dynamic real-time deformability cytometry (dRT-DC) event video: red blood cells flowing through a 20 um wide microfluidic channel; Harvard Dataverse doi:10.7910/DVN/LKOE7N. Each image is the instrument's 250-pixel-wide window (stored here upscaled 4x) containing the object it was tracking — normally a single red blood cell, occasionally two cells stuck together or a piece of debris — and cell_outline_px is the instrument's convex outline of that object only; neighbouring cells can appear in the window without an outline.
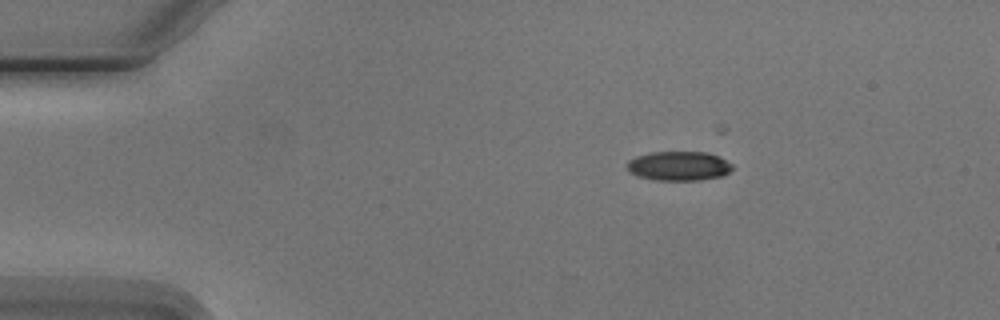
{"species": "Egyptian fruit bat (a non-hibernating species)", "species_latin": "Rousettus aegyptiacus", "temperature_condition": "cold", "stored_images_in_passage": 4, "camera_frame_rate_fps": 3000, "um_per_image_px": 0.085, "animal": {"sex": "male"}, "frame": {"image": 1, "passage_image": 1, "time_ms": 0.0, "image_size_px": [1000, 320], "cell_outline_px": [[732, 168], [724, 176], [700, 180], [652, 180], [628, 172], [624, 164], [628, 160], [636, 156], [652, 152], [708, 152], [720, 156], [732, 164]], "centroid_in_image_um": [57.68, 14.1], "position_along_channel_um": 27.3, "area_um2": 18.26}}